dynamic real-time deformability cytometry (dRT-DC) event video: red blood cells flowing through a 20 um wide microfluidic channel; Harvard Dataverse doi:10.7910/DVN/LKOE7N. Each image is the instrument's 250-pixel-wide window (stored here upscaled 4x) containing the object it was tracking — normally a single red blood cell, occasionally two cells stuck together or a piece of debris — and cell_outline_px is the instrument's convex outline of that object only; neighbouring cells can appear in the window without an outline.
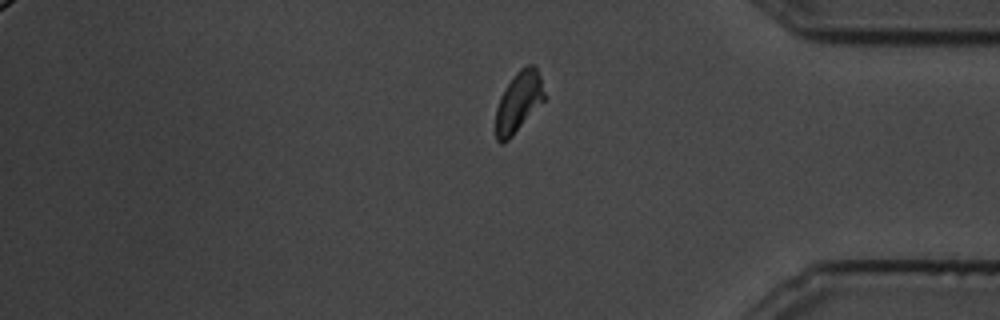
{"species": "common noctule bat (a hibernating species)", "species_latin": "Nyctalus noctula", "temperature_condition": "cold", "stored_images_in_passage": 22, "camera_frame_rate_fps": 3000, "um_per_image_px": 0.085, "animal": {"sex": "male", "body_mass_g": 19.5, "forearm_length_mm": 54.6}, "frame": {"image": 1, "passage_image": 22, "time_ms": 7.0, "image_size_px": [1000, 320], "cell_outline_px": [[544, 100], [512, 136], [508, 140], [500, 144], [496, 140], [496, 108], [500, 96], [504, 88], [516, 72], [520, 68], [528, 64], [536, 64], [540, 76], [544, 92]], "centroid_in_image_um": [44.06, 8.63], "position_along_channel_um": 391.1, "area_um2": 17.05}}